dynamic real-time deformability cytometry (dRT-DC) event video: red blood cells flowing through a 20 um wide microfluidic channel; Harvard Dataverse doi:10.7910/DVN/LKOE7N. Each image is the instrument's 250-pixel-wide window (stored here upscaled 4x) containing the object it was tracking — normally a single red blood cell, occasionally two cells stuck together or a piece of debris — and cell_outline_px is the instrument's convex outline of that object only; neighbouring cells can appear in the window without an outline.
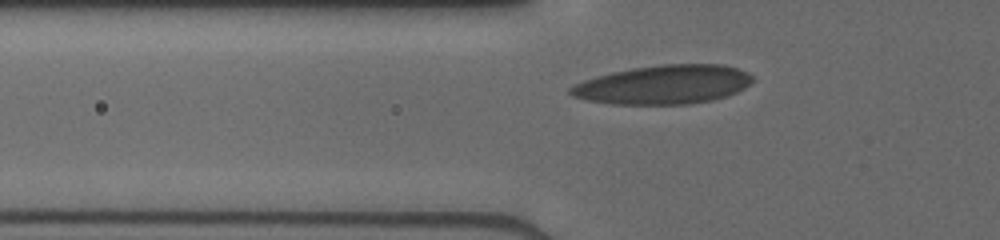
{"species": "human", "species_latin": "Homo sapiens", "temperature_condition": "cold", "stored_images_in_passage": 36, "camera_frame_rate_fps": 3000, "um_per_image_px": 0.085, "donor": {"sex": "male"}, "frame": {"image": 1, "passage_image": 11, "time_ms": 3.333, "image_size_px": [1000, 240], "cell_outline_px": [[752, 80], [744, 88], [736, 92], [712, 100], [688, 104], [608, 104], [588, 100], [572, 96], [568, 92], [568, 88], [584, 80], [596, 76], [612, 72], [632, 68], [660, 64], [724, 64], [748, 72], [752, 76]], "centroid_in_image_um": [56.37, 7.19], "position_along_channel_um": 69.4, "area_um2": 41.27}}
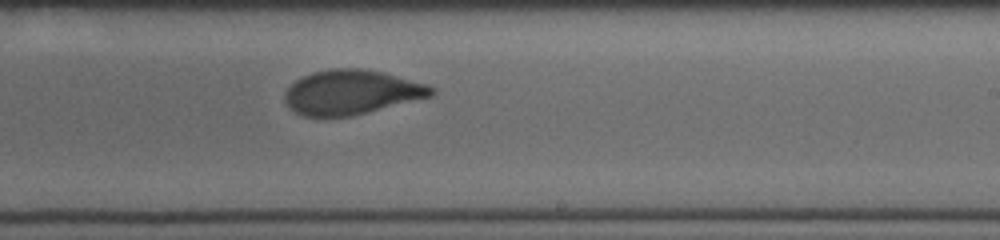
{"frame": {"image": 2, "passage_image": 25, "time_ms": 8.0, "image_size_px": [1000, 240], "cell_outline_px": [[436, 92], [432, 96], [352, 116], [304, 116], [296, 112], [284, 100], [284, 92], [296, 80], [312, 72], [328, 68], [360, 68], [384, 72], [428, 84], [436, 88]], "centroid_in_image_um": [29.91, 7.82], "position_along_channel_um": 259.1, "area_um2": 38.03}}
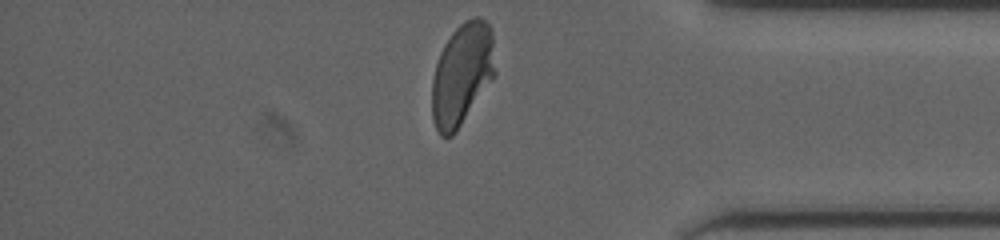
{"frame": {"image": 3, "passage_image": 36, "time_ms": 11.667, "image_size_px": [1000, 240], "cell_outline_px": [[496, 72], [456, 132], [452, 136], [440, 136], [436, 128], [432, 116], [432, 80], [436, 64], [440, 52], [444, 44], [452, 32], [464, 20], [472, 16], [480, 16], [492, 28]], "centroid_in_image_um": [39.27, 6.26], "position_along_channel_um": 395.9, "area_um2": 37.57}}